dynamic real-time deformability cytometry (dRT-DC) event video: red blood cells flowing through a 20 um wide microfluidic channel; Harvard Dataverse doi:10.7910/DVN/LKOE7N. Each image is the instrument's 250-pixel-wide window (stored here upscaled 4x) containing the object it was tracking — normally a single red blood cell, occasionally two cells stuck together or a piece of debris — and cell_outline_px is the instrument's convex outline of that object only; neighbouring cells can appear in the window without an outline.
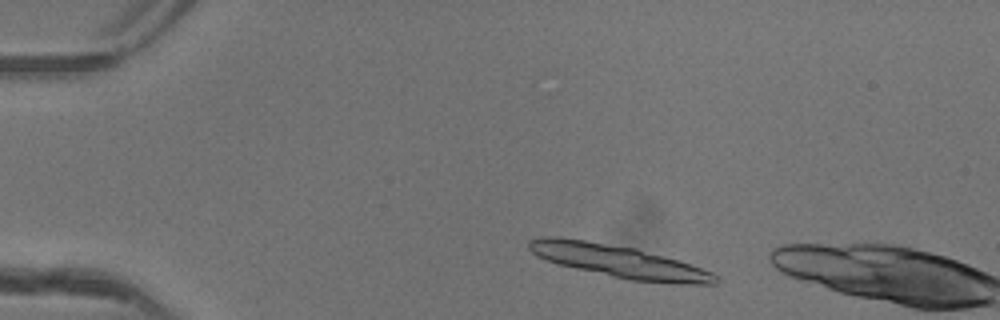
{"species": "common noctule bat (a hibernating species)", "species_latin": "Nyctalus noctula", "temperature_condition": "warm", "stored_images_in_passage": 6, "camera_frame_rate_fps": 3000, "um_per_image_px": 0.085, "animal": {"sex": "female"}, "frame": {"image": 1, "passage_image": 4, "time_ms": 1.0, "image_size_px": [1000, 320], "cell_outline_px": [[720, 280], [716, 284], [680, 284], [628, 280], [576, 268], [560, 264], [536, 256], [528, 248], [528, 240], [544, 236], [556, 236], [584, 240], [636, 248], [680, 260], [712, 272]], "centroid_in_image_um": [52.63, 22.21], "position_along_channel_um": 32.4, "area_um2": 35.32}}